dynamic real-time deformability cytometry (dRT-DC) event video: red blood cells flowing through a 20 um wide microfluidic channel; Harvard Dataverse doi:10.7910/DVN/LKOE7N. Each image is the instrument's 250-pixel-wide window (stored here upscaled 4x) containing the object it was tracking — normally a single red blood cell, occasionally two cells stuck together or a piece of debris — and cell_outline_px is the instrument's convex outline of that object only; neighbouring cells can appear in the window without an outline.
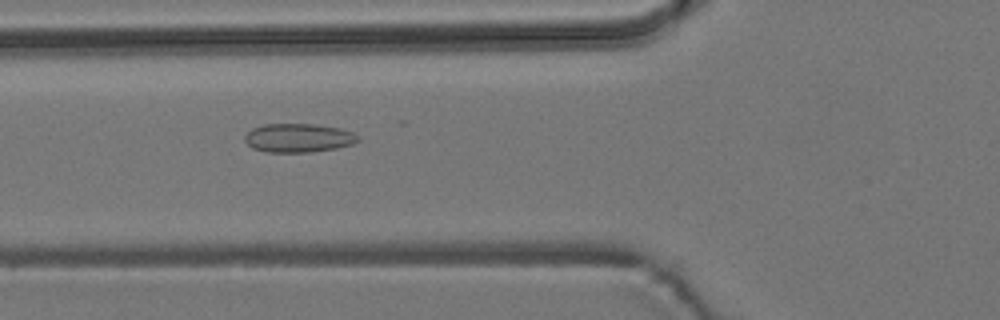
{"species": "common noctule bat (a hibernating species)", "species_latin": "Nyctalus noctula", "temperature_condition": "room temperature", "stored_images_in_passage": 36, "camera_frame_rate_fps": 3000, "um_per_image_px": 0.085, "animal": {"sex": "male", "body_mass_g": 19.2, "forearm_length_mm": 51.8}, "frame": {"image": 1, "passage_image": 20, "time_ms": 6.333, "image_size_px": [1000, 320], "cell_outline_px": [[360, 140], [352, 144], [336, 148], [308, 152], [268, 152], [252, 148], [244, 140], [244, 136], [252, 128], [264, 124], [312, 124], [340, 128], [352, 132], [360, 136]], "centroid_in_image_um": [25.36, 11.72], "position_along_channel_um": 100.4, "area_um2": 18.96}}
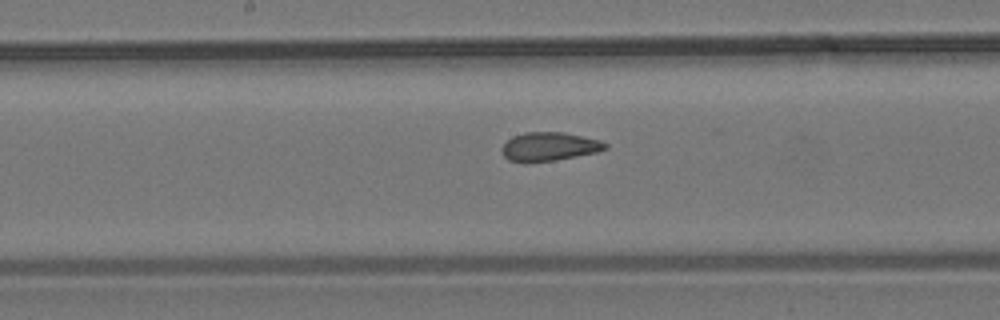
{"frame": {"image": 2, "passage_image": 28, "time_ms": 9.0, "image_size_px": [1000, 320], "cell_outline_px": [[608, 148], [596, 152], [556, 160], [528, 164], [524, 164], [508, 160], [504, 156], [500, 148], [512, 136], [524, 132], [564, 132], [600, 140], [608, 144]], "centroid_in_image_um": [46.64, 12.48], "position_along_channel_um": 201.6, "area_um2": 17.63}}
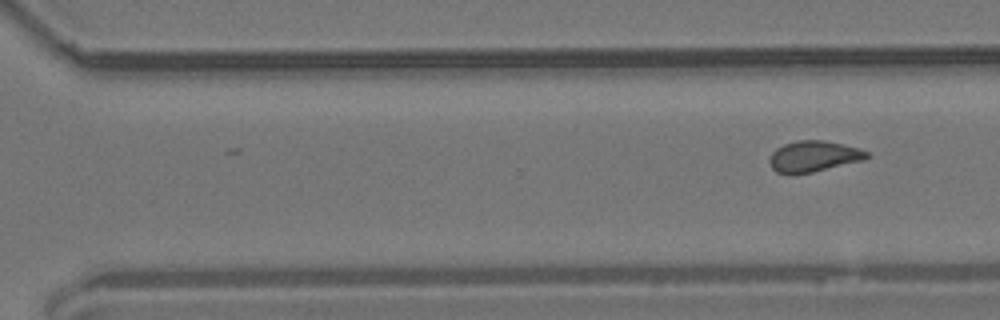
{"frame": {"image": 3, "passage_image": 36, "time_ms": 11.667, "image_size_px": [1000, 320], "cell_outline_px": [[872, 156], [864, 160], [812, 172], [788, 176], [776, 172], [772, 168], [768, 160], [772, 152], [776, 148], [784, 144], [796, 140], [824, 140], [844, 144], [860, 148], [868, 152]], "centroid_in_image_um": [69.15, 13.3], "position_along_channel_um": 301.5, "area_um2": 17.98}}